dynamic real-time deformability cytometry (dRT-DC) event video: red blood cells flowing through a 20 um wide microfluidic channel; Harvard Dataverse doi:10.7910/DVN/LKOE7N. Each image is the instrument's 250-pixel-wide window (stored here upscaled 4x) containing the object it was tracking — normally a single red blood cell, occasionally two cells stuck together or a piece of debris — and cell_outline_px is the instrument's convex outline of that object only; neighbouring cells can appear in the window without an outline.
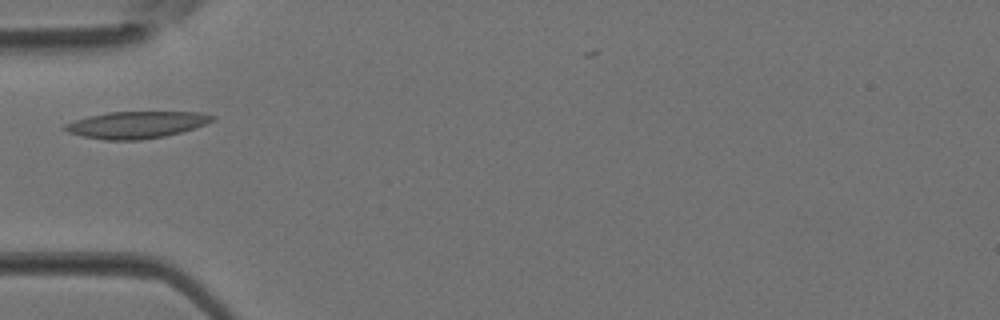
{"species": "Egyptian fruit bat (a non-hibernating species)", "species_latin": "Rousettus aegyptiacus", "temperature_condition": "room temperature", "stored_images_in_passage": 3, "camera_frame_rate_fps": 3000, "um_per_image_px": 0.085, "animal": {"sex": "female"}, "frame": {"image": 1, "passage_image": 3, "time_ms": 0.667, "image_size_px": [1000, 320], "cell_outline_px": [[216, 120], [196, 128], [164, 136], [140, 140], [104, 140], [84, 136], [68, 132], [60, 128], [64, 124], [88, 116], [108, 112], [200, 112], [216, 116]], "centroid_in_image_um": [11.61, 10.6], "position_along_channel_um": 73.4, "area_um2": 23.18}}